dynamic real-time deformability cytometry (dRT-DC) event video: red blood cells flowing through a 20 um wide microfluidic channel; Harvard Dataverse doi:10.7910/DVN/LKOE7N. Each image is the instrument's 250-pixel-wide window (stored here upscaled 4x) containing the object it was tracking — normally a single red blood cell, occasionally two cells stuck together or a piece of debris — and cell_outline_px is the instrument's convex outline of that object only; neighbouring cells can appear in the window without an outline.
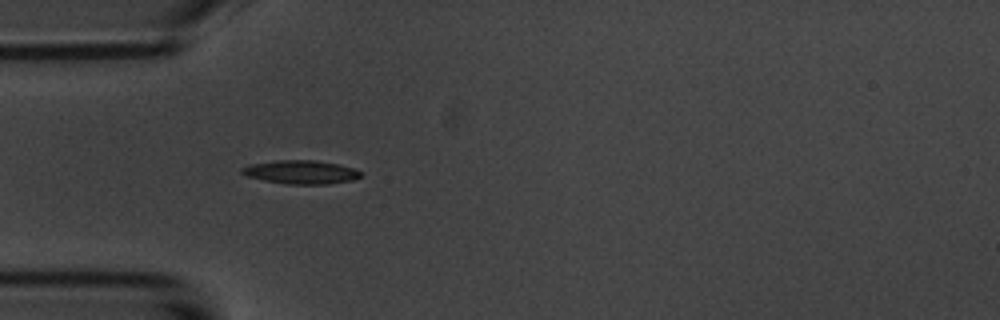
{"species": "common noctule bat (a hibernating species)", "species_latin": "Nyctalus noctula", "temperature_condition": "room temperature", "stored_images_in_passage": 3, "camera_frame_rate_fps": 3000, "um_per_image_px": 0.085, "animal": {"sex": "male", "body_mass_g": 20.1, "forearm_length_mm": 53.5}, "frame": {"image": 1, "passage_image": 3, "time_ms": 2.333, "image_size_px": [1000, 320], "cell_outline_px": [[364, 172], [360, 176], [352, 180], [328, 184], [288, 184], [264, 180], [248, 176], [240, 172], [240, 168], [248, 164], [280, 160], [316, 160], [356, 168]], "centroid_in_image_um": [25.59, 14.62], "position_along_channel_um": 59.4, "area_um2": 16.36}}